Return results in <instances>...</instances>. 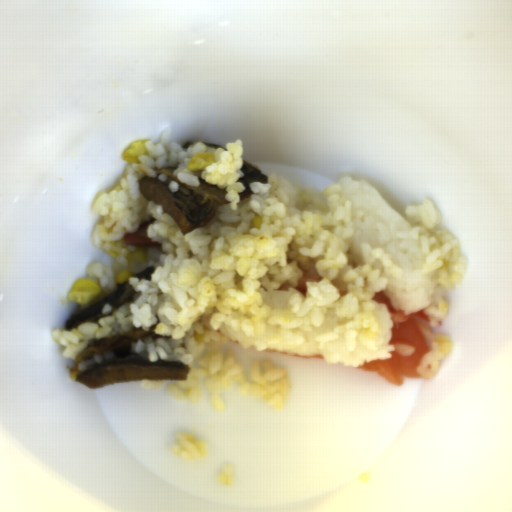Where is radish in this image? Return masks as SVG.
I'll use <instances>...</instances> for the list:
<instances>
[{
    "label": "radish",
    "instance_id": "1f323893",
    "mask_svg": "<svg viewBox=\"0 0 512 512\" xmlns=\"http://www.w3.org/2000/svg\"><path fill=\"white\" fill-rule=\"evenodd\" d=\"M156 217H149L148 220L141 223L140 227L132 233L123 235L122 240L125 244H134L140 246H159L161 243L151 240L147 235V230L154 223Z\"/></svg>",
    "mask_w": 512,
    "mask_h": 512
}]
</instances>
